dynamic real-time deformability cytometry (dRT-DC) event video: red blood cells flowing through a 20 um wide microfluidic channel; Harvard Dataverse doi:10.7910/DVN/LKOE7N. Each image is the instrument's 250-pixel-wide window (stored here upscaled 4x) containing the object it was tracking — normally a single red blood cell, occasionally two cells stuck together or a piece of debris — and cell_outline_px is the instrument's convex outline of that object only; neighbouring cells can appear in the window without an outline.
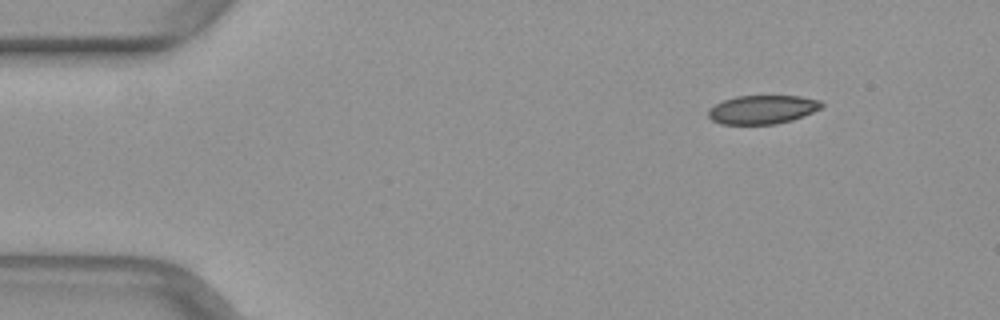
{"species": "common noctule bat (a hibernating species)", "species_latin": "Nyctalus noctula", "temperature_condition": "warm", "stored_images_in_passage": 45, "camera_frame_rate_fps": 3000, "um_per_image_px": 0.085, "animal": {"sex": "female", "body_mass_g": 29.2, "forearm_length_mm": 56.3}, "frame": {"image": 1, "passage_image": 1, "time_ms": 0.0, "image_size_px": [1000, 320], "cell_outline_px": [[824, 104], [820, 108], [804, 116], [792, 120], [776, 124], [720, 124], [712, 120], [708, 116], [708, 108], [724, 100], [736, 96], [800, 96], [820, 100]], "centroid_in_image_um": [64.8, 9.31], "position_along_channel_um": 20.2, "area_um2": 18.96}}
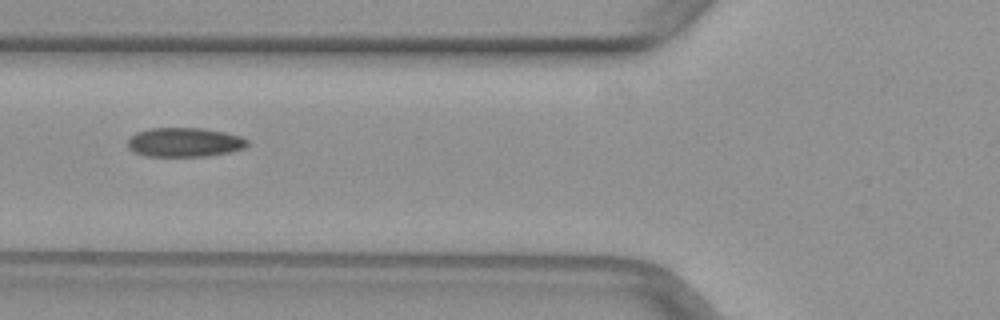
{"frame": {"image": 2, "passage_image": 14, "time_ms": 4.333, "image_size_px": [1000, 320], "cell_outline_px": [[248, 144], [244, 148], [228, 152], [208, 156], [148, 156], [136, 152], [128, 148], [128, 140], [136, 132], [148, 128], [204, 128], [224, 132], [240, 136], [248, 140]], "centroid_in_image_um": [15.69, 12.08], "position_along_channel_um": 110.1, "area_um2": 20.29}}
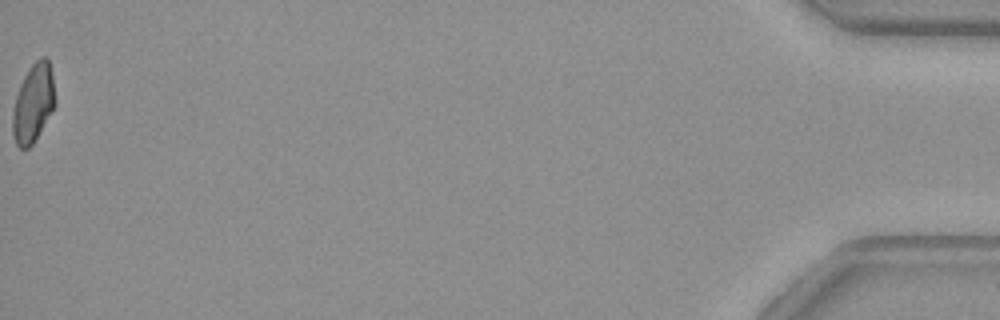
{"frame": {"image": 3, "passage_image": 45, "time_ms": 14.667, "image_size_px": [1000, 320], "cell_outline_px": [[56, 104], [32, 144], [28, 148], [20, 148], [16, 144], [12, 132], [12, 112], [16, 96], [20, 84], [28, 68], [40, 56], [48, 56], [52, 72], [56, 100]], "centroid_in_image_um": [2.83, 8.71], "position_along_channel_um": 432.4, "area_um2": 19.54}}